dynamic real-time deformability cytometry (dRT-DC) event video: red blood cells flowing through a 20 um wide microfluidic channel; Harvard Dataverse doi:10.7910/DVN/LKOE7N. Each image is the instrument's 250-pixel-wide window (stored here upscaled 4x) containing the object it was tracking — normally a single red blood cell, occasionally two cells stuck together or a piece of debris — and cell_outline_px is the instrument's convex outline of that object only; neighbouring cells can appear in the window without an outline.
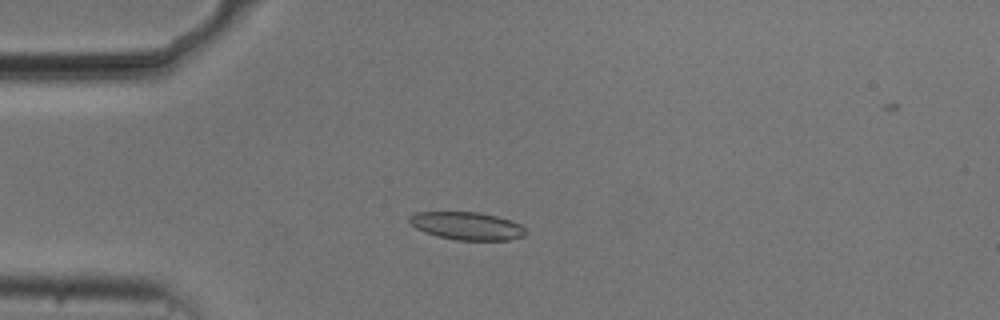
{"species": "common noctule bat (a hibernating species)", "species_latin": "Nyctalus noctula", "temperature_condition": "cold", "stored_images_in_passage": 47, "camera_frame_rate_fps": 3000, "um_per_image_px": 0.085, "animal": {"sex": "male", "body_mass_g": 20.5, "forearm_length_mm": 52.5}, "frame": {"image": 1, "passage_image": 7, "time_ms": 2.0, "image_size_px": [1000, 320], "cell_outline_px": [[524, 236], [508, 240], [456, 240], [436, 236], [424, 232], [416, 228], [408, 220], [408, 216], [416, 212], [480, 212], [512, 220], [520, 224], [524, 228]], "centroid_in_image_um": [39.67, 19.2], "position_along_channel_um": 45.3, "area_um2": 18.9}}
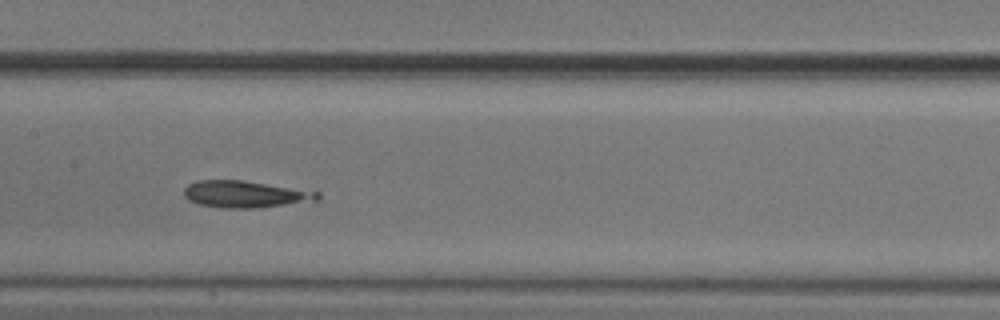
{"frame": {"image": 2, "passage_image": 20, "time_ms": 6.333, "image_size_px": [1000, 320], "cell_outline_px": [[320, 200], [260, 208], [220, 208], [200, 204], [188, 200], [184, 196], [184, 188], [188, 184], [196, 180], [244, 180], [320, 192]], "centroid_in_image_um": [20.85, 16.51], "position_along_channel_um": 186.6, "area_um2": 21.1}}
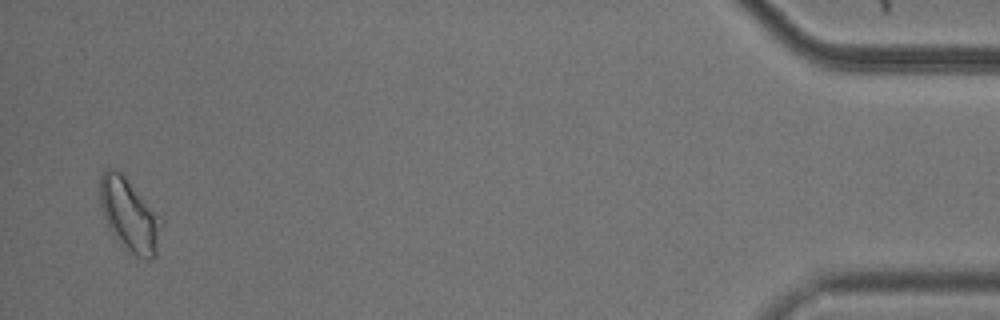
{"frame": {"image": 3, "passage_image": 46, "time_ms": 15.0, "image_size_px": [1000, 320], "cell_outline_px": [[164, 220], [156, 256], [152, 260], [148, 260], [136, 256], [112, 232], [104, 216], [100, 204], [100, 176], [104, 168], [112, 168], [120, 172], [124, 176]], "centroid_in_image_um": [11.04, 18.26], "position_along_channel_um": 424.2, "area_um2": 25.66}}